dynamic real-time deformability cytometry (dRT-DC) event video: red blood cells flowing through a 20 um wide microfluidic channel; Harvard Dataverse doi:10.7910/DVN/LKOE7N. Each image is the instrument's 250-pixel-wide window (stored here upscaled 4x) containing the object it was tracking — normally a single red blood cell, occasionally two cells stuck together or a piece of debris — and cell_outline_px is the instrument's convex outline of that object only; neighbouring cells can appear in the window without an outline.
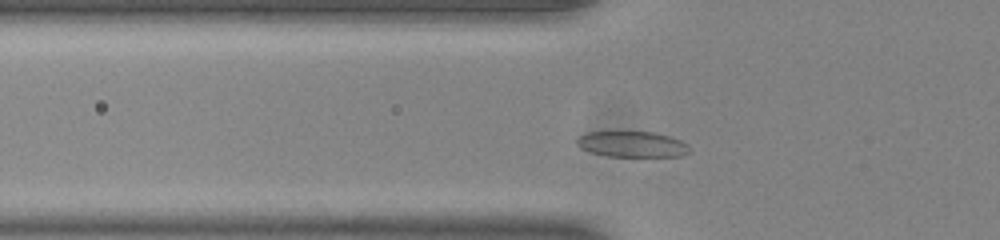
{"species": "common noctule bat (a hibernating species)", "species_latin": "Nyctalus noctula", "temperature_condition": "room temperature", "stored_images_in_passage": 42, "camera_frame_rate_fps": 3000, "um_per_image_px": 0.085, "animal": {"sex": "male", "body_mass_g": 20.0, "forearm_length_mm": 53.3}, "frame": {"image": 1, "passage_image": 7, "time_ms": 2.0, "image_size_px": [1000, 240], "cell_outline_px": [[688, 152], [680, 156], [608, 156], [588, 152], [580, 148], [576, 144], [576, 140], [580, 136], [588, 132], [616, 128], [652, 132], [668, 136], [680, 140], [688, 144]], "centroid_in_image_um": [53.63, 12.2], "position_along_channel_um": 72.2, "area_um2": 17.69}}
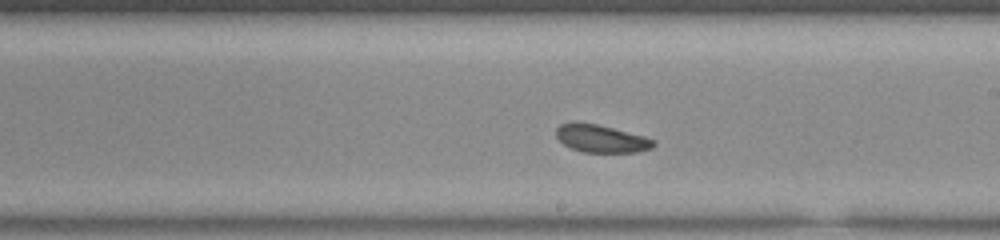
{"frame": {"image": 2, "passage_image": 20, "time_ms": 6.333, "image_size_px": [1000, 240], "cell_outline_px": [[656, 144], [652, 148], [636, 152], [584, 152], [572, 148], [564, 144], [556, 136], [556, 128], [560, 124], [596, 124], [644, 136], [656, 140]], "centroid_in_image_um": [51.15, 11.81], "position_along_channel_um": 237.8, "area_um2": 15.26}}
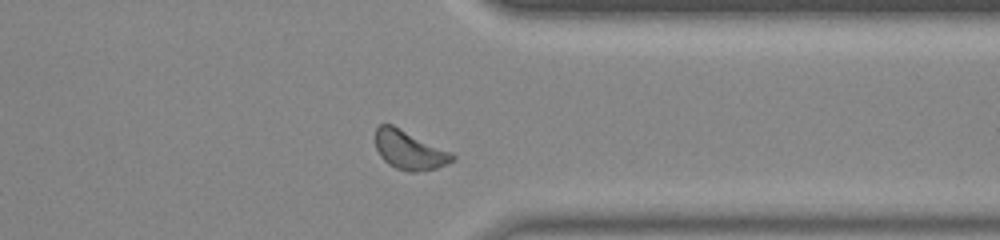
{"frame": {"image": 3, "passage_image": 31, "time_ms": 10.0, "image_size_px": [1000, 240], "cell_outline_px": [[456, 160], [448, 164], [436, 168], [416, 172], [408, 172], [396, 168], [388, 164], [380, 156], [376, 148], [376, 128], [380, 124], [392, 124], [452, 152], [456, 156]], "centroid_in_image_um": [34.82, 12.76], "position_along_channel_um": 376.6, "area_um2": 17.57}, "authors_computed_cell_mechanics": {"area_um2": 16.473, "velocity_mm_per_s": 3.8412, "shape_relaxation_time_tau1_ms": 5.3372, "shape_relaxation_time_tau2_ms": 4.6483, "deformation_change_tau1": 0.0869, "deformation_change_tau2": 0.1075}}